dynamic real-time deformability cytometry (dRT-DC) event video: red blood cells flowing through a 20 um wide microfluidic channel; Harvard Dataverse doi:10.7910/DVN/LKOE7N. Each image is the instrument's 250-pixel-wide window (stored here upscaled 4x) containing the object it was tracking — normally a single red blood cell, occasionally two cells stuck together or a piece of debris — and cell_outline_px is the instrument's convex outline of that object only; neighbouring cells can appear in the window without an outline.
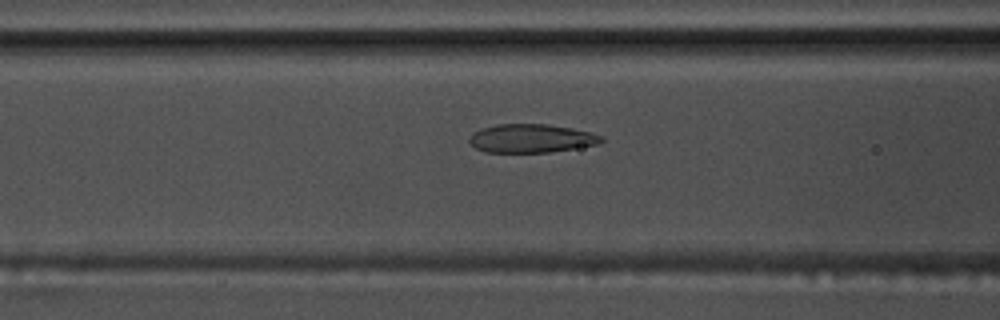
{"species": "common noctule bat (a hibernating species)", "species_latin": "Nyctalus noctula", "temperature_condition": "warm", "stored_images_in_passage": 56, "camera_frame_rate_fps": 3000, "um_per_image_px": 0.085, "animal": {"sex": "male", "body_mass_g": 17.5, "forearm_length_mm": 52.3}, "frame": {"image": 1, "passage_image": 23, "time_ms": 7.333, "image_size_px": [1000, 320], "cell_outline_px": [[604, 140], [600, 144], [548, 152], [484, 152], [476, 148], [468, 140], [472, 132], [480, 128], [496, 124], [548, 124], [572, 128], [604, 136]], "centroid_in_image_um": [45.14, 11.75], "position_along_channel_um": 121.5, "area_um2": 22.02}}
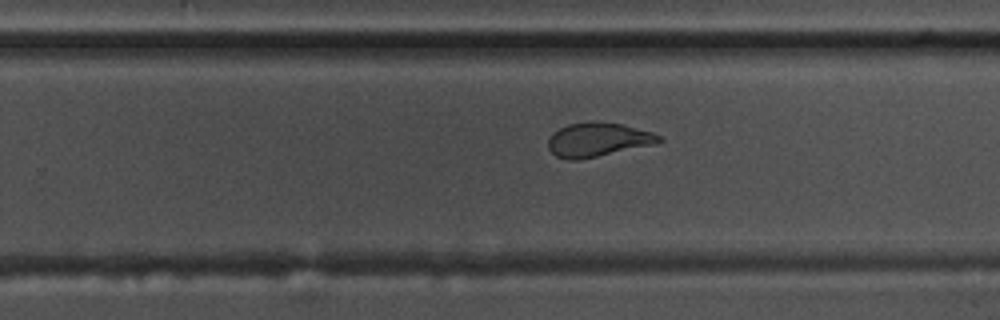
{"frame": {"image": 2, "passage_image": 36, "time_ms": 11.667, "image_size_px": [1000, 320], "cell_outline_px": [[664, 140], [656, 144], [580, 160], [568, 160], [556, 156], [548, 148], [548, 140], [552, 132], [568, 124], [620, 124], [652, 132], [660, 136]], "centroid_in_image_um": [50.82, 11.92], "position_along_channel_um": 279.0, "area_um2": 21.39}}
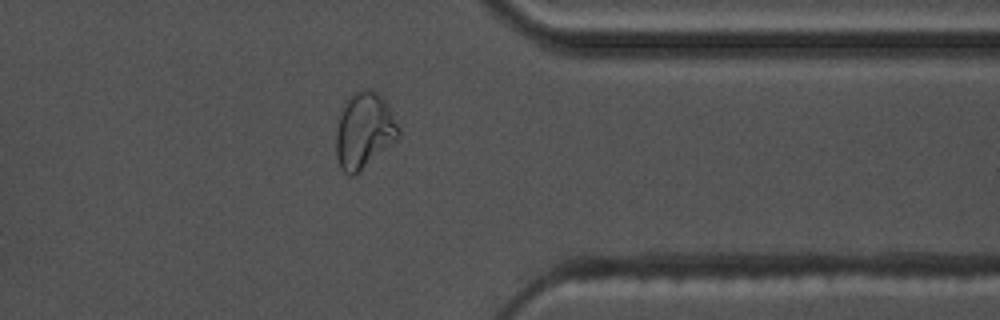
{"frame": {"image": 3, "passage_image": 45, "time_ms": 14.667, "image_size_px": [1000, 320], "cell_outline_px": [[400, 136], [396, 140], [356, 176], [348, 176], [340, 168], [336, 156], [336, 132], [340, 108], [348, 96], [352, 92], [364, 88], [372, 88], [388, 104], [400, 128]], "centroid_in_image_um": [30.93, 11.09], "position_along_channel_um": 380.5, "area_um2": 28.32}, "authors_computed_cell_mechanics": {"area_um2": 22.9755, "velocity_mm_per_s": 3.6413, "shape_relaxation_time_tau1_ms": 10.1982, "shape_relaxation_time_tau2_ms": 1.1453, "deformation_change_tau1": 0.2621, "deformation_change_tau2": 0.0801}}